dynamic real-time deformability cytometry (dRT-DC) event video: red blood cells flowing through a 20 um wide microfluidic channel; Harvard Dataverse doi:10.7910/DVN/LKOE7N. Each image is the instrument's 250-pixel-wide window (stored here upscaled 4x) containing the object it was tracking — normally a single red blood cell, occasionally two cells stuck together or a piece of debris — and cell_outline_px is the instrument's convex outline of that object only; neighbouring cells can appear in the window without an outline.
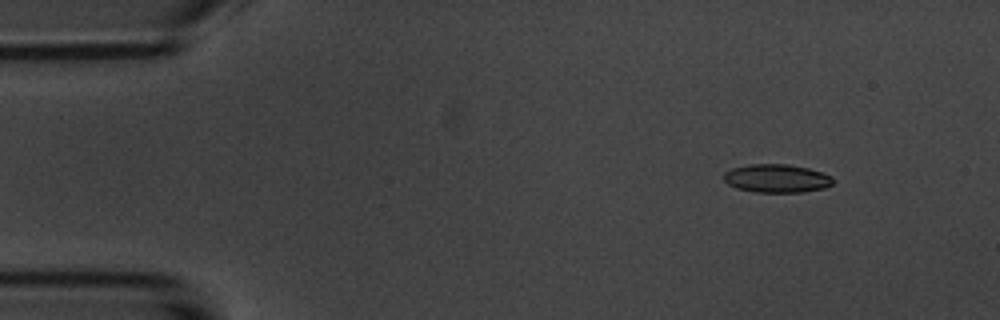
{"species": "common noctule bat (a hibernating species)", "species_latin": "Nyctalus noctula", "temperature_condition": "room temperature", "stored_images_in_passage": 48, "camera_frame_rate_fps": 3000, "um_per_image_px": 0.085, "animal": {"sex": "male", "body_mass_g": 20.1, "forearm_length_mm": 53.5}, "frame": {"image": 1, "passage_image": 1, "time_ms": 0.0, "image_size_px": [1000, 320], "cell_outline_px": [[832, 184], [824, 188], [804, 192], [756, 192], [736, 188], [728, 184], [724, 180], [724, 172], [732, 168], [748, 164], [788, 164], [808, 168], [832, 176]], "centroid_in_image_um": [66.0, 15.16], "position_along_channel_um": 19.0, "area_um2": 18.03}}
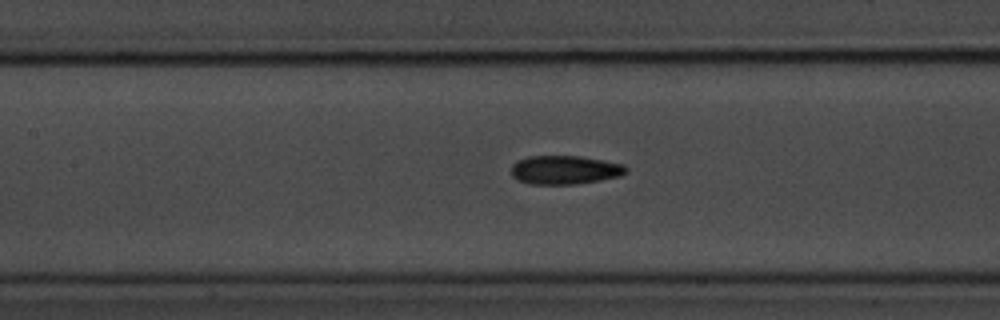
{"frame": {"image": 2, "passage_image": 19, "time_ms": 6.0, "image_size_px": [1000, 320], "cell_outline_px": [[628, 172], [620, 176], [600, 180], [576, 184], [532, 184], [520, 180], [512, 176], [512, 164], [516, 160], [528, 156], [580, 156], [604, 160], [624, 164], [628, 168]], "centroid_in_image_um": [48.04, 14.43], "position_along_channel_um": 159.4, "area_um2": 19.31}}
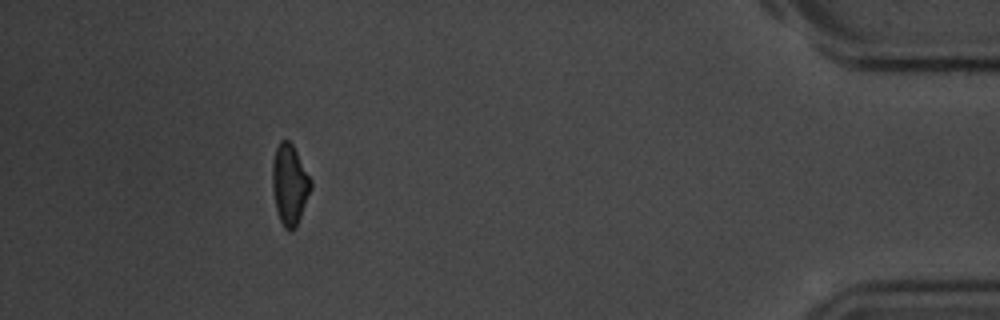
{"frame": {"image": 3, "passage_image": 44, "time_ms": 14.333, "image_size_px": [1000, 320], "cell_outline_px": [[312, 188], [296, 228], [288, 232], [284, 228], [280, 220], [276, 208], [272, 188], [272, 160], [276, 148], [280, 140], [288, 140], [292, 144], [312, 180]], "centroid_in_image_um": [24.62, 15.7], "position_along_channel_um": 410.6, "area_um2": 18.15}}